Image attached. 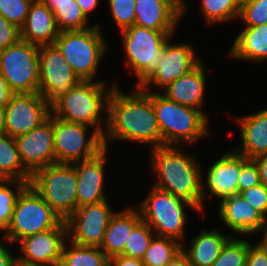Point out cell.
I'll return each instance as SVG.
<instances>
[{"mask_svg":"<svg viewBox=\"0 0 267 266\" xmlns=\"http://www.w3.org/2000/svg\"><path fill=\"white\" fill-rule=\"evenodd\" d=\"M103 135L108 140L119 139L143 143L150 149L162 146V136L152 104V92L137 88L123 93L116 84L109 95L107 126Z\"/></svg>","mask_w":267,"mask_h":266,"instance_id":"obj_1","label":"cell"},{"mask_svg":"<svg viewBox=\"0 0 267 266\" xmlns=\"http://www.w3.org/2000/svg\"><path fill=\"white\" fill-rule=\"evenodd\" d=\"M151 150V168L158 176L153 186L183 198L203 212L202 171L192 154L176 145H163Z\"/></svg>","mask_w":267,"mask_h":266,"instance_id":"obj_2","label":"cell"},{"mask_svg":"<svg viewBox=\"0 0 267 266\" xmlns=\"http://www.w3.org/2000/svg\"><path fill=\"white\" fill-rule=\"evenodd\" d=\"M106 84L107 81L103 80L81 81L51 103V113L63 121L93 127L103 136L106 127L101 124L103 120L100 115L105 113L107 125L108 99L116 83L109 85V88Z\"/></svg>","mask_w":267,"mask_h":266,"instance_id":"obj_3","label":"cell"},{"mask_svg":"<svg viewBox=\"0 0 267 266\" xmlns=\"http://www.w3.org/2000/svg\"><path fill=\"white\" fill-rule=\"evenodd\" d=\"M152 104L160 128L163 145L194 143L208 136V117L200 110L181 105L161 93L152 92Z\"/></svg>","mask_w":267,"mask_h":266,"instance_id":"obj_4","label":"cell"},{"mask_svg":"<svg viewBox=\"0 0 267 266\" xmlns=\"http://www.w3.org/2000/svg\"><path fill=\"white\" fill-rule=\"evenodd\" d=\"M100 25L85 30L60 31L54 45L81 81H93L108 49Z\"/></svg>","mask_w":267,"mask_h":266,"instance_id":"obj_5","label":"cell"},{"mask_svg":"<svg viewBox=\"0 0 267 266\" xmlns=\"http://www.w3.org/2000/svg\"><path fill=\"white\" fill-rule=\"evenodd\" d=\"M186 207L199 211L189 201L153 186L145 200L136 208L139 209L142 220L155 232V236L169 237L180 242L185 237Z\"/></svg>","mask_w":267,"mask_h":266,"instance_id":"obj_6","label":"cell"},{"mask_svg":"<svg viewBox=\"0 0 267 266\" xmlns=\"http://www.w3.org/2000/svg\"><path fill=\"white\" fill-rule=\"evenodd\" d=\"M61 221L34 187L27 184L16 198L12 220L1 240L17 243L27 236L54 229Z\"/></svg>","mask_w":267,"mask_h":266,"instance_id":"obj_7","label":"cell"},{"mask_svg":"<svg viewBox=\"0 0 267 266\" xmlns=\"http://www.w3.org/2000/svg\"><path fill=\"white\" fill-rule=\"evenodd\" d=\"M30 184L63 221L77 209V173L72 164L39 168L32 174Z\"/></svg>","mask_w":267,"mask_h":266,"instance_id":"obj_8","label":"cell"},{"mask_svg":"<svg viewBox=\"0 0 267 266\" xmlns=\"http://www.w3.org/2000/svg\"><path fill=\"white\" fill-rule=\"evenodd\" d=\"M126 53L127 67H131L140 88L156 71L162 58V49L174 33H164L133 25L120 32Z\"/></svg>","mask_w":267,"mask_h":266,"instance_id":"obj_9","label":"cell"},{"mask_svg":"<svg viewBox=\"0 0 267 266\" xmlns=\"http://www.w3.org/2000/svg\"><path fill=\"white\" fill-rule=\"evenodd\" d=\"M0 73L14 94L39 90V46L19 40L0 51Z\"/></svg>","mask_w":267,"mask_h":266,"instance_id":"obj_10","label":"cell"},{"mask_svg":"<svg viewBox=\"0 0 267 266\" xmlns=\"http://www.w3.org/2000/svg\"><path fill=\"white\" fill-rule=\"evenodd\" d=\"M90 126L71 123L53 115V142L56 163L72 164L94 157L103 150V136L95 129L87 139Z\"/></svg>","mask_w":267,"mask_h":266,"instance_id":"obj_11","label":"cell"},{"mask_svg":"<svg viewBox=\"0 0 267 266\" xmlns=\"http://www.w3.org/2000/svg\"><path fill=\"white\" fill-rule=\"evenodd\" d=\"M114 213L108 200L77 207L65 220L68 240L82 246L100 247Z\"/></svg>","mask_w":267,"mask_h":266,"instance_id":"obj_12","label":"cell"},{"mask_svg":"<svg viewBox=\"0 0 267 266\" xmlns=\"http://www.w3.org/2000/svg\"><path fill=\"white\" fill-rule=\"evenodd\" d=\"M80 82L81 80L54 44L39 46L38 92L50 104Z\"/></svg>","mask_w":267,"mask_h":266,"instance_id":"obj_13","label":"cell"},{"mask_svg":"<svg viewBox=\"0 0 267 266\" xmlns=\"http://www.w3.org/2000/svg\"><path fill=\"white\" fill-rule=\"evenodd\" d=\"M51 113V104L39 93L13 94L4 108L6 134L15 138L43 123Z\"/></svg>","mask_w":267,"mask_h":266,"instance_id":"obj_14","label":"cell"},{"mask_svg":"<svg viewBox=\"0 0 267 266\" xmlns=\"http://www.w3.org/2000/svg\"><path fill=\"white\" fill-rule=\"evenodd\" d=\"M67 238L63 220L54 229L27 236L17 241L24 256L16 257V262L26 266H59Z\"/></svg>","mask_w":267,"mask_h":266,"instance_id":"obj_15","label":"cell"},{"mask_svg":"<svg viewBox=\"0 0 267 266\" xmlns=\"http://www.w3.org/2000/svg\"><path fill=\"white\" fill-rule=\"evenodd\" d=\"M23 165L33 174L56 163L53 142V114L26 134L14 138Z\"/></svg>","mask_w":267,"mask_h":266,"instance_id":"obj_16","label":"cell"},{"mask_svg":"<svg viewBox=\"0 0 267 266\" xmlns=\"http://www.w3.org/2000/svg\"><path fill=\"white\" fill-rule=\"evenodd\" d=\"M248 159L234 151H226L219 160L212 163L206 175V184L202 177V200L207 196L208 189L211 195L221 199L220 201L239 194V175L241 166ZM207 187V188H206Z\"/></svg>","mask_w":267,"mask_h":266,"instance_id":"obj_17","label":"cell"},{"mask_svg":"<svg viewBox=\"0 0 267 266\" xmlns=\"http://www.w3.org/2000/svg\"><path fill=\"white\" fill-rule=\"evenodd\" d=\"M167 40L162 49V58L155 73L140 87L149 90V85L164 89L177 78H181L186 71L194 67L199 61L194 48L189 44H172Z\"/></svg>","mask_w":267,"mask_h":266,"instance_id":"obj_18","label":"cell"},{"mask_svg":"<svg viewBox=\"0 0 267 266\" xmlns=\"http://www.w3.org/2000/svg\"><path fill=\"white\" fill-rule=\"evenodd\" d=\"M186 8L184 0H135L134 25L174 33Z\"/></svg>","mask_w":267,"mask_h":266,"instance_id":"obj_19","label":"cell"},{"mask_svg":"<svg viewBox=\"0 0 267 266\" xmlns=\"http://www.w3.org/2000/svg\"><path fill=\"white\" fill-rule=\"evenodd\" d=\"M107 150L104 148L90 159L72 163L77 173V207L107 200L104 191Z\"/></svg>","mask_w":267,"mask_h":266,"instance_id":"obj_20","label":"cell"},{"mask_svg":"<svg viewBox=\"0 0 267 266\" xmlns=\"http://www.w3.org/2000/svg\"><path fill=\"white\" fill-rule=\"evenodd\" d=\"M201 60L181 77L163 89V95L181 105L201 110L204 105L205 88L207 87L204 66ZM201 108V109H200Z\"/></svg>","mask_w":267,"mask_h":266,"instance_id":"obj_21","label":"cell"},{"mask_svg":"<svg viewBox=\"0 0 267 266\" xmlns=\"http://www.w3.org/2000/svg\"><path fill=\"white\" fill-rule=\"evenodd\" d=\"M219 218L229 230L243 235H255L264 217L240 194L228 197L219 203Z\"/></svg>","mask_w":267,"mask_h":266,"instance_id":"obj_22","label":"cell"},{"mask_svg":"<svg viewBox=\"0 0 267 266\" xmlns=\"http://www.w3.org/2000/svg\"><path fill=\"white\" fill-rule=\"evenodd\" d=\"M53 12L40 0L30 5L20 39L36 46L53 45L59 35Z\"/></svg>","mask_w":267,"mask_h":266,"instance_id":"obj_23","label":"cell"},{"mask_svg":"<svg viewBox=\"0 0 267 266\" xmlns=\"http://www.w3.org/2000/svg\"><path fill=\"white\" fill-rule=\"evenodd\" d=\"M236 120L242 139L236 152L247 159L267 154V108Z\"/></svg>","mask_w":267,"mask_h":266,"instance_id":"obj_24","label":"cell"},{"mask_svg":"<svg viewBox=\"0 0 267 266\" xmlns=\"http://www.w3.org/2000/svg\"><path fill=\"white\" fill-rule=\"evenodd\" d=\"M142 220L139 209L115 212L108 223L100 249L108 257L121 255L134 227Z\"/></svg>","mask_w":267,"mask_h":266,"instance_id":"obj_25","label":"cell"},{"mask_svg":"<svg viewBox=\"0 0 267 266\" xmlns=\"http://www.w3.org/2000/svg\"><path fill=\"white\" fill-rule=\"evenodd\" d=\"M233 234L225 235L217 229L208 231L204 228L192 239L188 251L182 244V252L192 266H211L221 253L222 248Z\"/></svg>","mask_w":267,"mask_h":266,"instance_id":"obj_26","label":"cell"},{"mask_svg":"<svg viewBox=\"0 0 267 266\" xmlns=\"http://www.w3.org/2000/svg\"><path fill=\"white\" fill-rule=\"evenodd\" d=\"M231 59L264 62L267 60V24L244 27L231 46Z\"/></svg>","mask_w":267,"mask_h":266,"instance_id":"obj_27","label":"cell"},{"mask_svg":"<svg viewBox=\"0 0 267 266\" xmlns=\"http://www.w3.org/2000/svg\"><path fill=\"white\" fill-rule=\"evenodd\" d=\"M32 173L23 165L15 139L0 135V179L19 180L30 184Z\"/></svg>","mask_w":267,"mask_h":266,"instance_id":"obj_28","label":"cell"},{"mask_svg":"<svg viewBox=\"0 0 267 266\" xmlns=\"http://www.w3.org/2000/svg\"><path fill=\"white\" fill-rule=\"evenodd\" d=\"M64 243L59 266H108V257L100 247ZM67 243V244H66Z\"/></svg>","mask_w":267,"mask_h":266,"instance_id":"obj_29","label":"cell"},{"mask_svg":"<svg viewBox=\"0 0 267 266\" xmlns=\"http://www.w3.org/2000/svg\"><path fill=\"white\" fill-rule=\"evenodd\" d=\"M54 14L59 31L85 30L89 19L82 12L76 0H68L59 5H46Z\"/></svg>","mask_w":267,"mask_h":266,"instance_id":"obj_30","label":"cell"},{"mask_svg":"<svg viewBox=\"0 0 267 266\" xmlns=\"http://www.w3.org/2000/svg\"><path fill=\"white\" fill-rule=\"evenodd\" d=\"M182 244L173 238L154 236L142 258L144 266H166L182 251Z\"/></svg>","mask_w":267,"mask_h":266,"instance_id":"obj_31","label":"cell"},{"mask_svg":"<svg viewBox=\"0 0 267 266\" xmlns=\"http://www.w3.org/2000/svg\"><path fill=\"white\" fill-rule=\"evenodd\" d=\"M200 4L207 25L239 18L242 5L239 0H201Z\"/></svg>","mask_w":267,"mask_h":266,"instance_id":"obj_32","label":"cell"},{"mask_svg":"<svg viewBox=\"0 0 267 266\" xmlns=\"http://www.w3.org/2000/svg\"><path fill=\"white\" fill-rule=\"evenodd\" d=\"M12 184H17L14 188L16 191H13L10 187H8ZM26 185V182L19 180L0 179V231H6V229L9 227L13 216L16 198Z\"/></svg>","mask_w":267,"mask_h":266,"instance_id":"obj_33","label":"cell"},{"mask_svg":"<svg viewBox=\"0 0 267 266\" xmlns=\"http://www.w3.org/2000/svg\"><path fill=\"white\" fill-rule=\"evenodd\" d=\"M153 234L151 227L141 220L132 230L121 255L142 260L150 241L155 236Z\"/></svg>","mask_w":267,"mask_h":266,"instance_id":"obj_34","label":"cell"},{"mask_svg":"<svg viewBox=\"0 0 267 266\" xmlns=\"http://www.w3.org/2000/svg\"><path fill=\"white\" fill-rule=\"evenodd\" d=\"M232 236L221 250L220 255L211 266H246L249 242L234 239Z\"/></svg>","mask_w":267,"mask_h":266,"instance_id":"obj_35","label":"cell"},{"mask_svg":"<svg viewBox=\"0 0 267 266\" xmlns=\"http://www.w3.org/2000/svg\"><path fill=\"white\" fill-rule=\"evenodd\" d=\"M240 18L245 27L267 24V0H246L242 2Z\"/></svg>","mask_w":267,"mask_h":266,"instance_id":"obj_36","label":"cell"},{"mask_svg":"<svg viewBox=\"0 0 267 266\" xmlns=\"http://www.w3.org/2000/svg\"><path fill=\"white\" fill-rule=\"evenodd\" d=\"M31 0H0V15L19 29L25 24Z\"/></svg>","mask_w":267,"mask_h":266,"instance_id":"obj_37","label":"cell"},{"mask_svg":"<svg viewBox=\"0 0 267 266\" xmlns=\"http://www.w3.org/2000/svg\"><path fill=\"white\" fill-rule=\"evenodd\" d=\"M112 17L120 32L135 23V0H108Z\"/></svg>","mask_w":267,"mask_h":266,"instance_id":"obj_38","label":"cell"},{"mask_svg":"<svg viewBox=\"0 0 267 266\" xmlns=\"http://www.w3.org/2000/svg\"><path fill=\"white\" fill-rule=\"evenodd\" d=\"M264 218L267 217V187L259 184L239 193Z\"/></svg>","mask_w":267,"mask_h":266,"instance_id":"obj_39","label":"cell"},{"mask_svg":"<svg viewBox=\"0 0 267 266\" xmlns=\"http://www.w3.org/2000/svg\"><path fill=\"white\" fill-rule=\"evenodd\" d=\"M260 175L256 162L253 159H248L241 166V173L239 175V193L250 188L259 185Z\"/></svg>","mask_w":267,"mask_h":266,"instance_id":"obj_40","label":"cell"},{"mask_svg":"<svg viewBox=\"0 0 267 266\" xmlns=\"http://www.w3.org/2000/svg\"><path fill=\"white\" fill-rule=\"evenodd\" d=\"M20 40V29L0 15V51Z\"/></svg>","mask_w":267,"mask_h":266,"instance_id":"obj_41","label":"cell"},{"mask_svg":"<svg viewBox=\"0 0 267 266\" xmlns=\"http://www.w3.org/2000/svg\"><path fill=\"white\" fill-rule=\"evenodd\" d=\"M246 266H267V255L256 244L249 243Z\"/></svg>","mask_w":267,"mask_h":266,"instance_id":"obj_42","label":"cell"},{"mask_svg":"<svg viewBox=\"0 0 267 266\" xmlns=\"http://www.w3.org/2000/svg\"><path fill=\"white\" fill-rule=\"evenodd\" d=\"M108 266H144L141 259L117 255L108 259Z\"/></svg>","mask_w":267,"mask_h":266,"instance_id":"obj_43","label":"cell"},{"mask_svg":"<svg viewBox=\"0 0 267 266\" xmlns=\"http://www.w3.org/2000/svg\"><path fill=\"white\" fill-rule=\"evenodd\" d=\"M14 93L10 89L6 79L0 73V107L5 108V106L10 102V99Z\"/></svg>","mask_w":267,"mask_h":266,"instance_id":"obj_44","label":"cell"},{"mask_svg":"<svg viewBox=\"0 0 267 266\" xmlns=\"http://www.w3.org/2000/svg\"><path fill=\"white\" fill-rule=\"evenodd\" d=\"M253 160L258 166L261 184L267 187V154L256 157Z\"/></svg>","mask_w":267,"mask_h":266,"instance_id":"obj_45","label":"cell"},{"mask_svg":"<svg viewBox=\"0 0 267 266\" xmlns=\"http://www.w3.org/2000/svg\"><path fill=\"white\" fill-rule=\"evenodd\" d=\"M16 257L6 248L5 245L0 244V266H16Z\"/></svg>","mask_w":267,"mask_h":266,"instance_id":"obj_46","label":"cell"},{"mask_svg":"<svg viewBox=\"0 0 267 266\" xmlns=\"http://www.w3.org/2000/svg\"><path fill=\"white\" fill-rule=\"evenodd\" d=\"M80 6L82 12L87 18H89V13L96 9L99 4V0H76Z\"/></svg>","mask_w":267,"mask_h":266,"instance_id":"obj_47","label":"cell"},{"mask_svg":"<svg viewBox=\"0 0 267 266\" xmlns=\"http://www.w3.org/2000/svg\"><path fill=\"white\" fill-rule=\"evenodd\" d=\"M263 233V239L261 241H259L258 243H256V245L262 249L266 255H267V217L264 218L263 223L260 225V227L256 230V233Z\"/></svg>","mask_w":267,"mask_h":266,"instance_id":"obj_48","label":"cell"},{"mask_svg":"<svg viewBox=\"0 0 267 266\" xmlns=\"http://www.w3.org/2000/svg\"><path fill=\"white\" fill-rule=\"evenodd\" d=\"M166 266H192L187 256L181 251L177 257L170 261Z\"/></svg>","mask_w":267,"mask_h":266,"instance_id":"obj_49","label":"cell"},{"mask_svg":"<svg viewBox=\"0 0 267 266\" xmlns=\"http://www.w3.org/2000/svg\"><path fill=\"white\" fill-rule=\"evenodd\" d=\"M5 133L4 108L0 107V135Z\"/></svg>","mask_w":267,"mask_h":266,"instance_id":"obj_50","label":"cell"},{"mask_svg":"<svg viewBox=\"0 0 267 266\" xmlns=\"http://www.w3.org/2000/svg\"><path fill=\"white\" fill-rule=\"evenodd\" d=\"M45 5H59L68 0H40Z\"/></svg>","mask_w":267,"mask_h":266,"instance_id":"obj_51","label":"cell"}]
</instances>
